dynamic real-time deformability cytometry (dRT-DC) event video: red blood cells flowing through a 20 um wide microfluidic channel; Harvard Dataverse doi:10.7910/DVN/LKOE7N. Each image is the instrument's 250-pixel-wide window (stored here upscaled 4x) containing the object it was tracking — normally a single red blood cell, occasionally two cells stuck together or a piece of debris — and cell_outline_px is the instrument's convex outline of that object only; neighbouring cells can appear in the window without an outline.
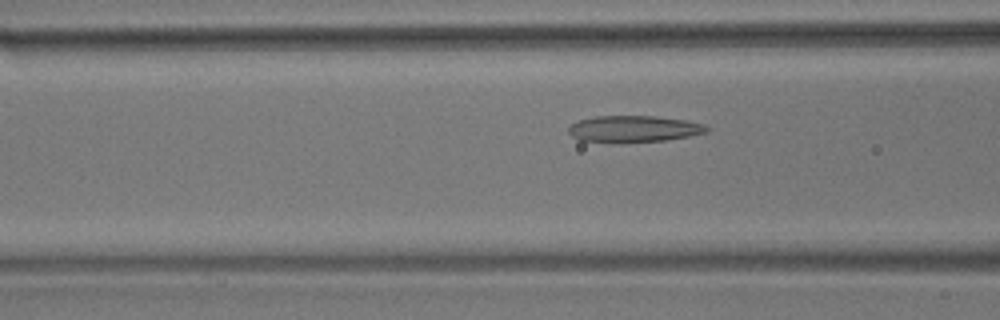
{"species": "common noctule bat (a hibernating species)", "species_latin": "Nyctalus noctula", "temperature_condition": "room temperature", "stored_images_in_passage": 47, "camera_frame_rate_fps": 3000, "um_per_image_px": 0.085, "animal": {"sex": "male", "body_mass_g": 17.9}, "frame": {"image": 1, "passage_image": 13, "time_ms": 4.0, "image_size_px": [1000, 320], "cell_outline_px": [[708, 132], [668, 140], [612, 144], [580, 140], [572, 136], [568, 132], [568, 128], [572, 124], [580, 120], [596, 116], [652, 116], [684, 120], [704, 124], [708, 128]], "centroid_in_image_um": [53.83, 10.98], "position_along_channel_um": 112.8, "area_um2": 21.62}}
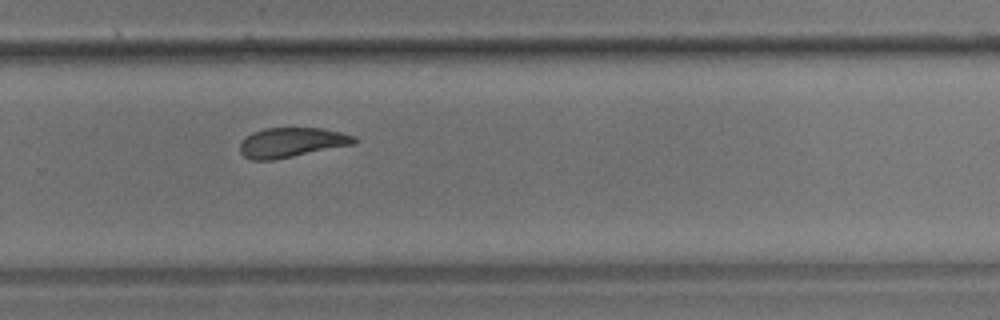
{"frame": {"image": 2, "passage_image": 29, "time_ms": 9.333, "image_size_px": [1000, 320], "cell_outline_px": [[360, 140], [356, 144], [272, 160], [252, 160], [244, 156], [240, 152], [240, 144], [252, 132], [264, 128], [320, 128], [340, 132], [356, 136]], "centroid_in_image_um": [24.83, 12.1], "position_along_channel_um": 305.0, "area_um2": 19.77}}
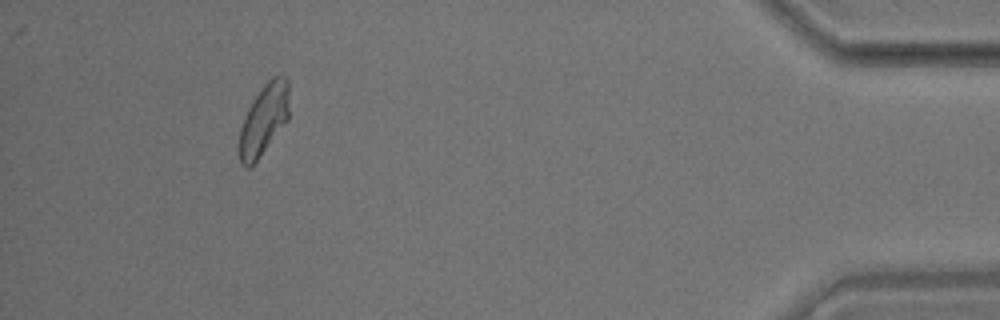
{"frame": {"image": 3, "passage_image": 43, "time_ms": 14.0, "image_size_px": [1000, 320], "cell_outline_px": [[288, 120], [256, 160], [248, 168], [240, 164], [240, 128], [248, 108], [264, 84], [272, 76], [280, 72], [284, 72], [288, 80]], "centroid_in_image_um": [22.45, 10.09], "position_along_channel_um": 412.7, "area_um2": 20.35}, "authors_computed_cell_mechanics": {"area_um2": 21.1548, "velocity_mm_per_s": 3.6114, "shape_relaxation_time_tau1_ms": null, "shape_relaxation_time_tau2_ms": 1.9257, "deformation_change_tau1": null, "deformation_change_tau2": 0.0869}}